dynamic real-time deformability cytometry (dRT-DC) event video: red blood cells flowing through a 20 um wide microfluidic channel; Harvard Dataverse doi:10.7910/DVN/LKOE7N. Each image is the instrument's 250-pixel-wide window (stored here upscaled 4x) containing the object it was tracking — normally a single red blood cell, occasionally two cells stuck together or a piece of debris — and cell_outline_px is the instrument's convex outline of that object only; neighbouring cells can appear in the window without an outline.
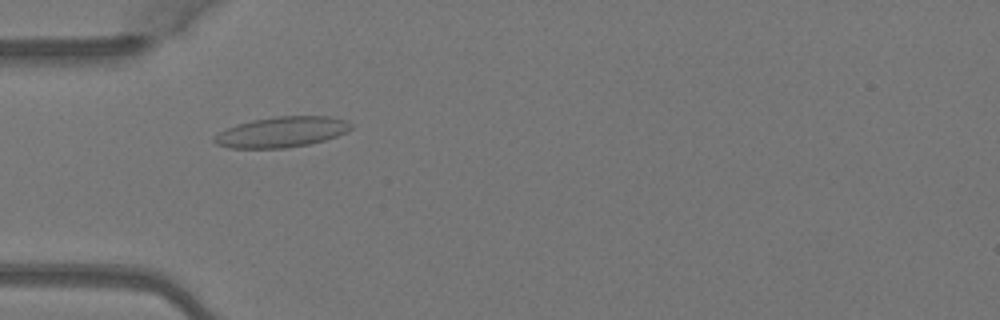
{"species": "Egyptian fruit bat (a non-hibernating species)", "species_latin": "Rousettus aegyptiacus", "temperature_condition": "warm", "stored_images_in_passage": 4, "camera_frame_rate_fps": 3000, "um_per_image_px": 0.085, "animal": {"sex": "female"}, "frame": {"image": 1, "passage_image": 4, "time_ms": 1.0, "image_size_px": [1000, 320], "cell_outline_px": [[352, 128], [348, 132], [324, 140], [308, 144], [284, 148], [232, 148], [216, 144], [212, 140], [212, 136], [236, 124], [252, 120], [276, 116], [328, 116], [348, 120], [352, 124]], "centroid_in_image_um": [23.95, 11.21], "position_along_channel_um": 61.0, "area_um2": 24.39}}